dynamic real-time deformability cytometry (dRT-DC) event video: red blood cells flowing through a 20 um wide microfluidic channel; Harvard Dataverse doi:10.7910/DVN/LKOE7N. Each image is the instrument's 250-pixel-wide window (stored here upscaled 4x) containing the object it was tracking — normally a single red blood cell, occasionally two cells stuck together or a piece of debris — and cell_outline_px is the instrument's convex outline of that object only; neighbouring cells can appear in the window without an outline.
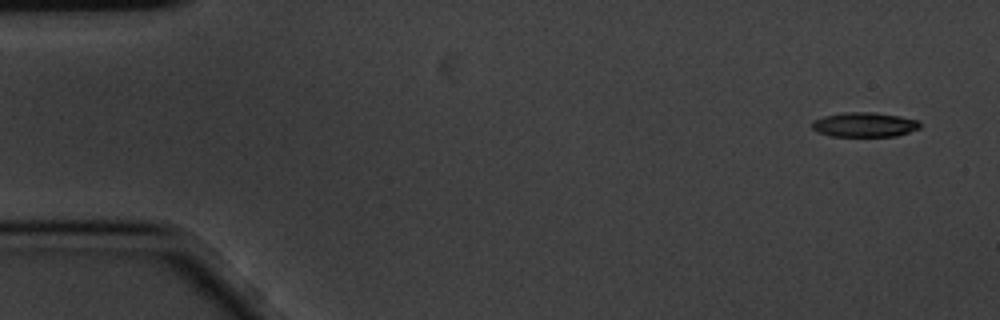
{"species": "common noctule bat (a hibernating species)", "species_latin": "Nyctalus noctula", "temperature_condition": "cold", "stored_images_in_passage": 6, "camera_frame_rate_fps": 3000, "um_per_image_px": 0.085, "animal": {"sex": "male", "body_mass_g": 20.1, "forearm_length_mm": 53.5}, "frame": {"image": 1, "passage_image": 1, "time_ms": 0.0, "image_size_px": [1000, 320], "cell_outline_px": [[920, 128], [896, 136], [832, 136], [816, 132], [812, 128], [812, 120], [824, 116], [844, 112], [872, 112], [900, 116], [920, 120]], "centroid_in_image_um": [73.47, 10.59], "position_along_channel_um": 11.5, "area_um2": 15.55}}
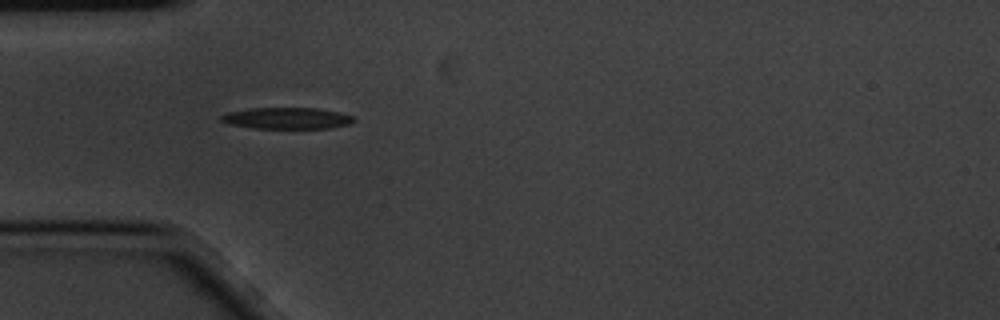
{"frame": {"image": 2, "passage_image": 5, "time_ms": 1.333, "image_size_px": [1000, 320], "cell_outline_px": [[356, 120], [352, 124], [332, 128], [252, 128], [228, 124], [220, 120], [220, 116], [228, 112], [248, 108], [316, 108], [336, 112], [352, 116]], "centroid_in_image_um": [24.38, 10.05], "position_along_channel_um": 60.6, "area_um2": 16.59}}
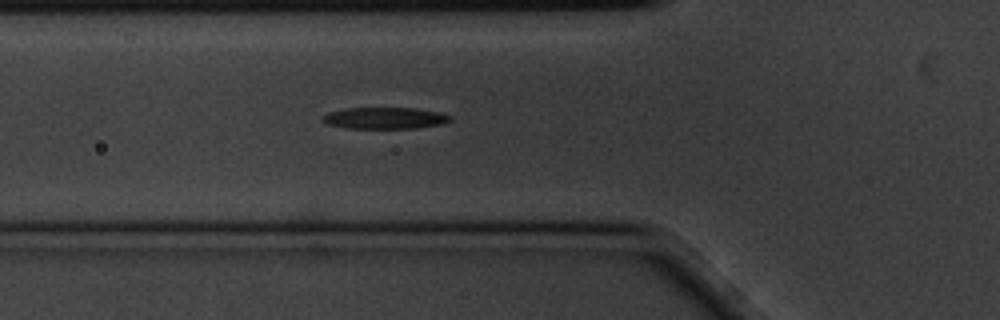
{"frame": {"image": 3, "passage_image": 6, "time_ms": 1.667, "image_size_px": [1000, 320], "cell_outline_px": [[452, 120], [444, 124], [416, 128], [348, 128], [328, 124], [320, 120], [320, 116], [328, 112], [344, 108], [412, 108], [436, 112], [452, 116]], "centroid_in_image_um": [32.67, 10.04], "position_along_channel_um": 93.1, "area_um2": 16.07}}